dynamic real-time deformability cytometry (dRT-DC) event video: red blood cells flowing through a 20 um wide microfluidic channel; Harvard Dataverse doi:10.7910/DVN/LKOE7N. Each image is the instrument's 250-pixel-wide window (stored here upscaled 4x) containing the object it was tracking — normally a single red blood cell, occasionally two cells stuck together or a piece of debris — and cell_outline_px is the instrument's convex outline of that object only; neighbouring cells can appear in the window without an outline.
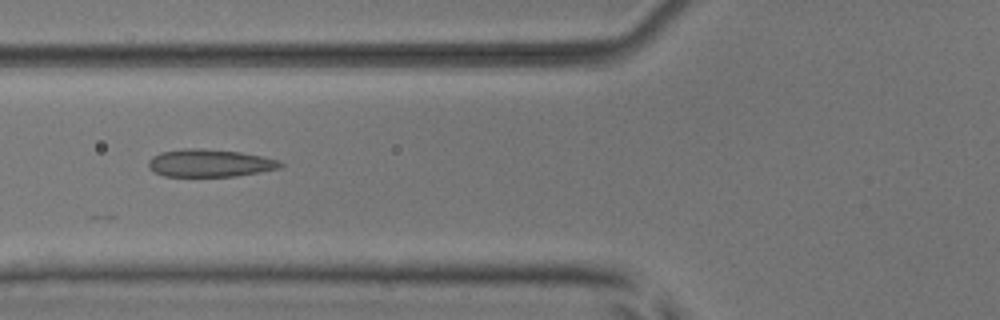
{"species": "common noctule bat (a hibernating species)", "species_latin": "Nyctalus noctula", "temperature_condition": "room temperature", "stored_images_in_passage": 6, "camera_frame_rate_fps": 3000, "um_per_image_px": 0.085, "animal": {"sex": "male", "body_mass_g": 17.9, "forearm_length_mm": 54.2}, "frame": {"image": 1, "passage_image": 3, "time_ms": 2.333, "image_size_px": [1000, 320], "cell_outline_px": [[284, 164], [280, 168], [236, 176], [164, 176], [148, 168], [148, 160], [152, 156], [160, 152], [184, 148], [200, 148], [240, 152], [280, 160]], "centroid_in_image_um": [17.81, 13.85], "position_along_channel_um": 108.0, "area_um2": 21.21}}
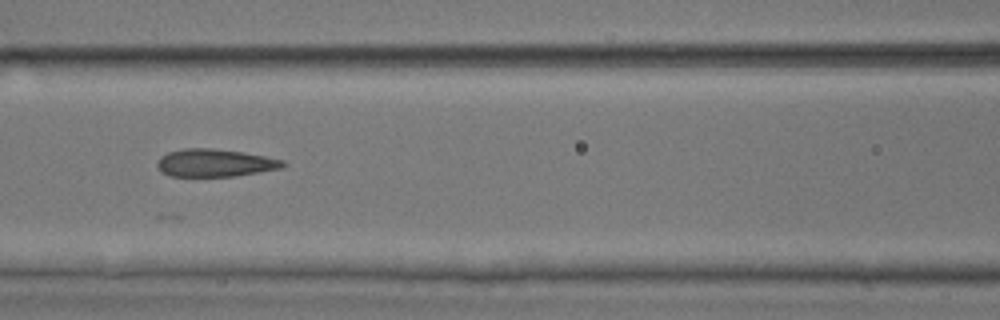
{"frame": {"image": 2, "passage_image": 4, "time_ms": 3.333, "image_size_px": [1000, 320], "cell_outline_px": [[288, 164], [280, 168], [260, 172], [236, 176], [172, 176], [160, 172], [156, 164], [160, 156], [168, 152], [184, 148], [208, 148], [244, 152], [284, 160]], "centroid_in_image_um": [18.26, 13.84], "position_along_channel_um": 148.3, "area_um2": 20.35}}